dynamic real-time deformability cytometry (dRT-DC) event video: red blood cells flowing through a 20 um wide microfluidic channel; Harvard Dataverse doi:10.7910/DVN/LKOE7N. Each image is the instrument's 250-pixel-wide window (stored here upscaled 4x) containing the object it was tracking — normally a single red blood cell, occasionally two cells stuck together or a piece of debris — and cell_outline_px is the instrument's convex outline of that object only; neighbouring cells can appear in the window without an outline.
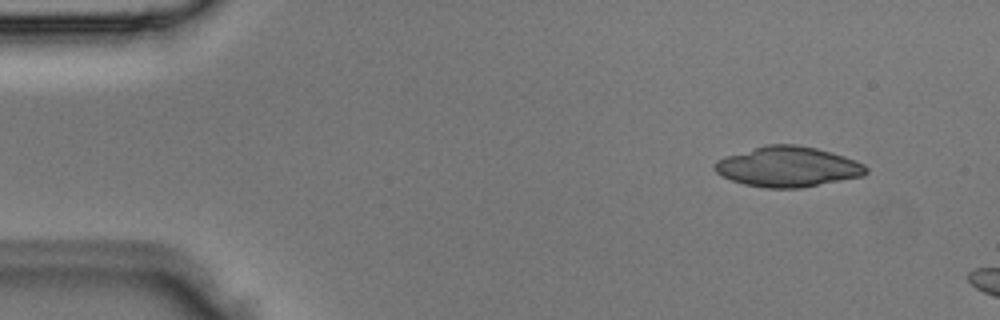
{"species": "Egyptian fruit bat (a non-hibernating species)", "species_latin": "Rousettus aegyptiacus", "temperature_condition": "room temperature", "stored_images_in_passage": 3, "camera_frame_rate_fps": 3000, "um_per_image_px": 0.085, "animal": {"sex": "male"}, "frame": {"image": 1, "passage_image": 1, "time_ms": 0.0, "image_size_px": [1000, 320], "cell_outline_px": [[868, 172], [864, 176], [800, 188], [764, 188], [744, 184], [732, 180], [716, 172], [712, 168], [716, 160], [724, 156], [764, 144], [796, 144], [816, 148], [844, 156], [856, 160], [864, 164], [868, 168]], "centroid_in_image_um": [66.95, 14.16], "position_along_channel_um": 18.0, "area_um2": 35.78}}